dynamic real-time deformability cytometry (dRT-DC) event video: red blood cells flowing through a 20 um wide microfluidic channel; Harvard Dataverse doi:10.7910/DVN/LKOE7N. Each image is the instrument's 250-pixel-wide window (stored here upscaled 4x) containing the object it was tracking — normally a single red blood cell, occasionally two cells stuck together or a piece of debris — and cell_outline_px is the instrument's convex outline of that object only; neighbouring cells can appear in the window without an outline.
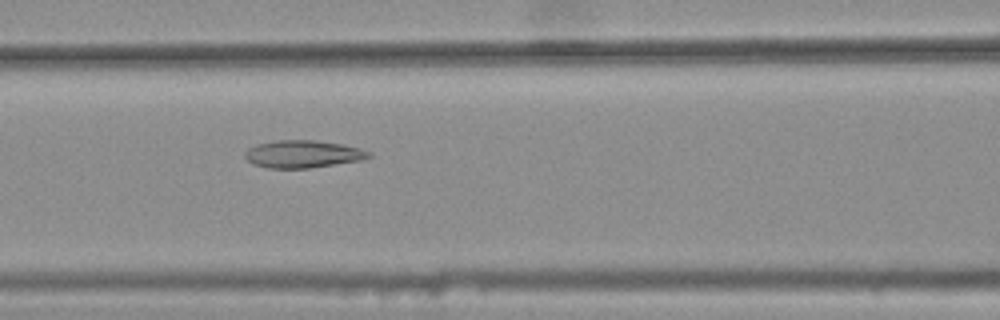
{"species": "common noctule bat (a hibernating species)", "species_latin": "Nyctalus noctula", "temperature_condition": "warm", "stored_images_in_passage": 36, "camera_frame_rate_fps": 3000, "um_per_image_px": 0.085, "animal": {"sex": "female", "body_mass_g": 25.1}, "frame": {"image": 1, "passage_image": 11, "time_ms": 3.333, "image_size_px": [1000, 320], "cell_outline_px": [[372, 156], [360, 160], [308, 168], [268, 168], [252, 164], [244, 156], [244, 152], [248, 148], [256, 144], [276, 140], [316, 140], [340, 144], [360, 148], [368, 152]], "centroid_in_image_um": [25.68, 13.09], "position_along_channel_um": 140.9, "area_um2": 19.71}}
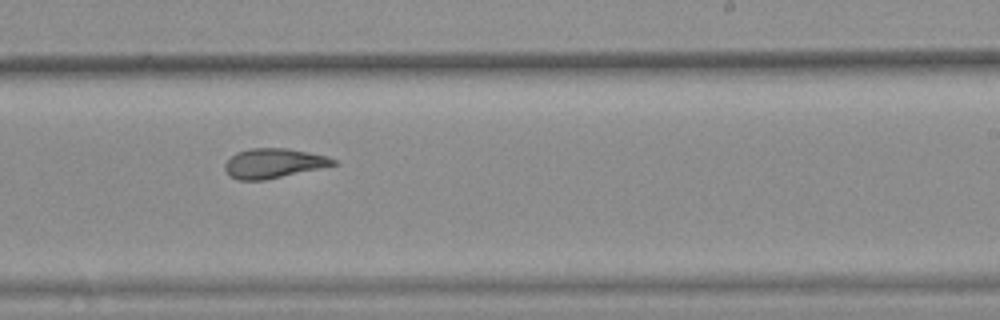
{"frame": {"image": 2, "passage_image": 21, "time_ms": 6.667, "image_size_px": [1000, 320], "cell_outline_px": [[336, 164], [320, 168], [264, 180], [236, 180], [228, 176], [224, 168], [224, 164], [236, 152], [252, 148], [288, 148], [328, 156], [336, 160]], "centroid_in_image_um": [23.21, 13.88], "position_along_channel_um": 265.8, "area_um2": 18.67}}
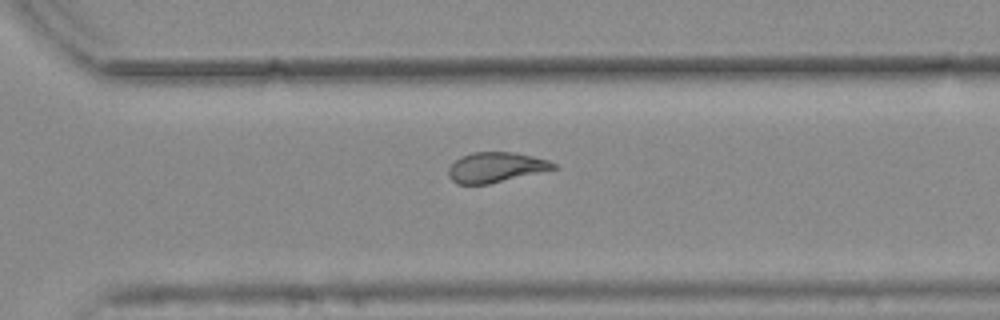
{"frame": {"image": 3, "passage_image": 26, "time_ms": 8.333, "image_size_px": [1000, 320], "cell_outline_px": [[560, 168], [488, 184], [456, 184], [448, 176], [448, 168], [460, 156], [472, 152], [512, 152], [532, 156], [548, 160], [556, 164]], "centroid_in_image_um": [42.15, 14.22], "position_along_channel_um": 328.5, "area_um2": 18.5}, "authors_computed_cell_mechanics": {"area_um2": 19.3341, "velocity_mm_per_s": 3.7659, "shape_relaxation_time_tau1_ms": null, "shape_relaxation_time_tau2_ms": 1.958, "deformation_change_tau1": null, "deformation_change_tau2": 0.0962}}